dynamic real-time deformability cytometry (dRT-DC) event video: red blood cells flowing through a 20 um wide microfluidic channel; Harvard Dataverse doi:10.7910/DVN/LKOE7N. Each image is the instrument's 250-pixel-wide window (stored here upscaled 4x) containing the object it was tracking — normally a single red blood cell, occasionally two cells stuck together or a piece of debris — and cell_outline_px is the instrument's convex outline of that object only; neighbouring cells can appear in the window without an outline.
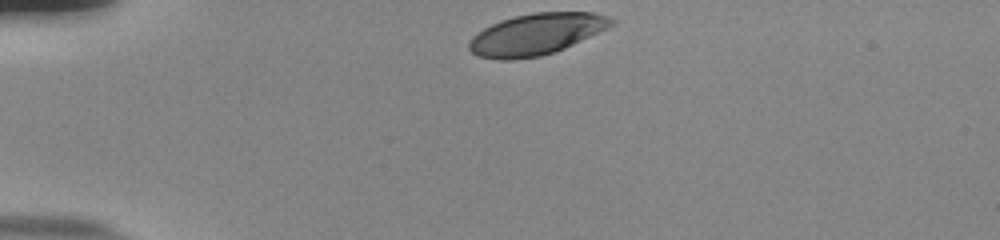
{"species": "human", "species_latin": "Homo sapiens", "temperature_condition": "room temperature", "stored_images_in_passage": 34, "camera_frame_rate_fps": 3000, "um_per_image_px": 0.085, "donor": {"sex": "male"}, "frame": {"image": 1, "passage_image": 1, "time_ms": 0.0, "image_size_px": [1000, 240], "cell_outline_px": [[616, 20], [612, 24], [564, 48], [540, 56], [512, 60], [500, 60], [476, 56], [468, 48], [468, 44], [472, 36], [484, 28], [500, 20], [532, 12], [592, 12], [608, 16]], "centroid_in_image_um": [45.51, 2.91], "position_along_channel_um": 39.5, "area_um2": 33.87}}
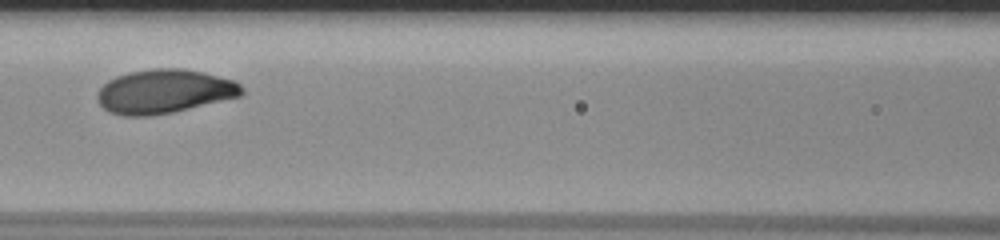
{"frame": {"image": 2, "passage_image": 14, "time_ms": 4.333, "image_size_px": [1000, 240], "cell_outline_px": [[244, 96], [172, 112], [152, 116], [124, 116], [108, 112], [96, 100], [96, 96], [100, 88], [108, 80], [116, 76], [128, 72], [152, 68], [184, 68], [204, 72], [236, 80], [244, 88]], "centroid_in_image_um": [14.0, 7.76], "position_along_channel_um": 152.6, "area_um2": 37.57}}
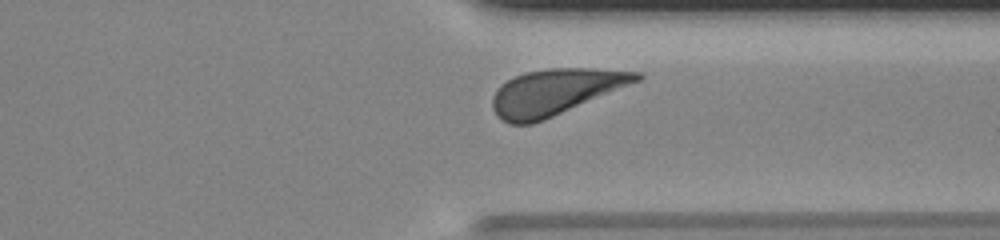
{"frame": {"image": 3, "passage_image": 31, "time_ms": 10.0, "image_size_px": [1000, 240], "cell_outline_px": [[644, 76], [640, 80], [544, 120], [532, 124], [508, 124], [500, 120], [492, 108], [492, 96], [496, 88], [500, 84], [524, 72], [548, 68], [592, 68], [644, 72]], "centroid_in_image_um": [47.16, 7.81], "position_along_channel_um": 364.2, "area_um2": 38.61}, "authors_computed_cell_mechanics": {"area_um2": 36.5296, "velocity_mm_per_s": 3.7327, "shape_relaxation_time_tau1_ms": 1.9611, "shape_relaxation_time_tau2_ms": null, "deformation_change_tau1": 0.1378, "deformation_change_tau2": null}}